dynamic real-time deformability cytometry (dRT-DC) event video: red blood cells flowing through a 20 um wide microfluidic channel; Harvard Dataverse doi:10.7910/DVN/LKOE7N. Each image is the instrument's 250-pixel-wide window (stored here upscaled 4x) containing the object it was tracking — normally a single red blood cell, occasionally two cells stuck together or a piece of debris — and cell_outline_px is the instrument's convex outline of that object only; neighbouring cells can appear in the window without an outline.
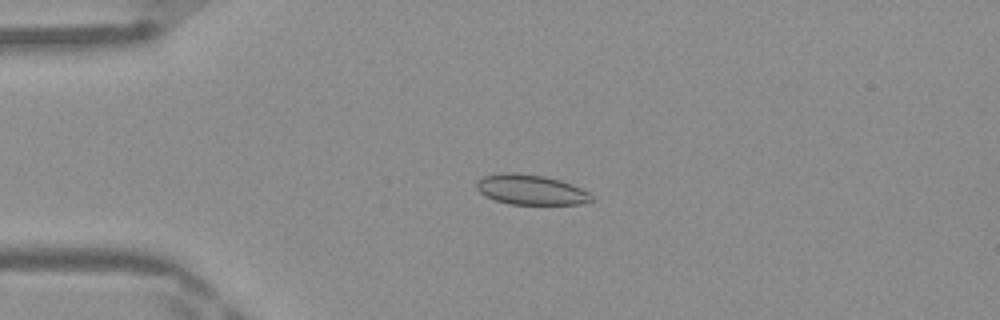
{"species": "Egyptian fruit bat (a non-hibernating species)", "species_latin": "Rousettus aegyptiacus", "temperature_condition": "warm", "stored_images_in_passage": 49, "camera_frame_rate_fps": 3000, "um_per_image_px": 0.085, "frame": {"image": 1, "passage_image": 12, "time_ms": 3.667, "image_size_px": [1000, 320], "cell_outline_px": [[596, 200], [580, 204], [508, 204], [484, 196], [476, 188], [476, 180], [484, 176], [504, 172], [516, 172], [544, 176], [560, 180], [572, 184], [588, 192]], "centroid_in_image_um": [45.11, 16.12], "position_along_channel_um": 39.9, "area_um2": 20.29}}
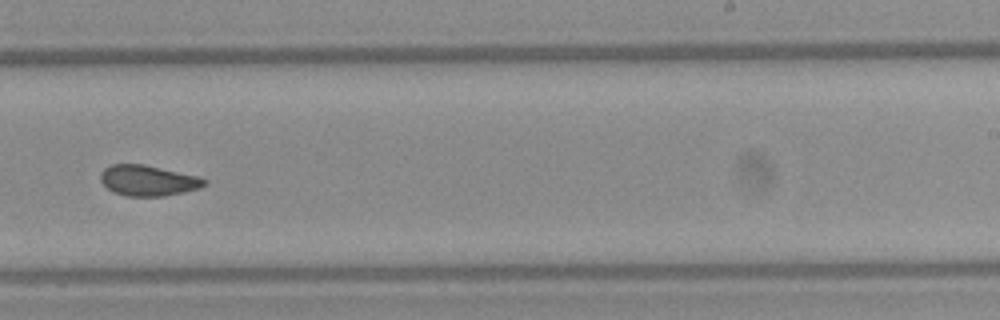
{"frame": {"image": 2, "passage_image": 31, "time_ms": 10.0, "image_size_px": [1000, 320], "cell_outline_px": [[208, 180], [200, 188], [184, 192], [164, 196], [128, 196], [112, 192], [100, 180], [100, 172], [104, 168], [112, 164], [144, 164], [196, 176]], "centroid_in_image_um": [12.55, 15.34], "position_along_channel_um": 276.5, "area_um2": 18.44}}
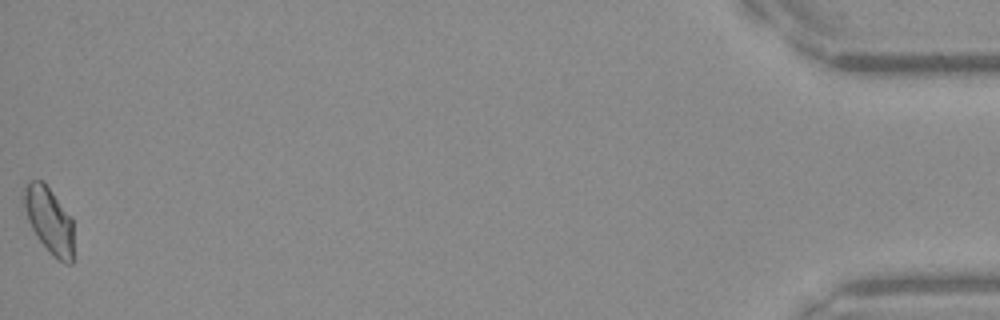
{"frame": {"image": 3, "passage_image": 49, "time_ms": 16.0, "image_size_px": [1000, 320], "cell_outline_px": [[72, 264], [64, 264], [52, 256], [36, 236], [28, 220], [20, 200], [20, 196], [28, 180], [44, 180], [72, 220]], "centroid_in_image_um": [4.11, 18.68], "position_along_channel_um": 431.1, "area_um2": 19.42}, "authors_computed_cell_mechanics": {"area_um2": 19.0162, "velocity_mm_per_s": 4.1868, "shape_relaxation_time_tau1_ms": null, "shape_relaxation_time_tau2_ms": 1.4207, "deformation_change_tau1": null, "deformation_change_tau2": 0.0525}}